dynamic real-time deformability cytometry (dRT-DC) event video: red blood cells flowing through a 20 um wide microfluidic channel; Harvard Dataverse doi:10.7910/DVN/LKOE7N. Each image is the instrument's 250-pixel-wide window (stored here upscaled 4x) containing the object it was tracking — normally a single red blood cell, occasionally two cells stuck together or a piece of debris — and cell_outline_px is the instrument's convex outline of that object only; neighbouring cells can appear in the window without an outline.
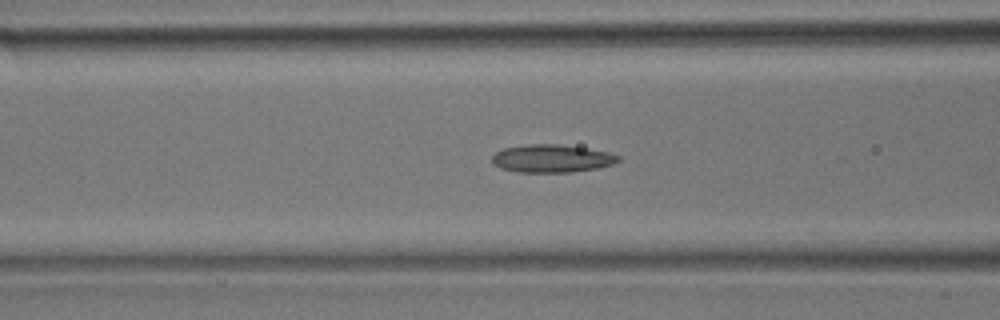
{"species": "common noctule bat (a hibernating species)", "species_latin": "Nyctalus noctula", "temperature_condition": "room temperature", "stored_images_in_passage": 23, "camera_frame_rate_fps": 3000, "um_per_image_px": 0.085, "animal": {"sex": "male", "body_mass_g": 17.9}, "frame": {"image": 1, "passage_image": 13, "time_ms": 4.0, "image_size_px": [1000, 320], "cell_outline_px": [[620, 160], [612, 164], [596, 168], [572, 172], [516, 172], [500, 168], [492, 164], [492, 156], [496, 152], [504, 148], [528, 144], [560, 144], [608, 152], [620, 156]], "centroid_in_image_um": [46.87, 13.47], "position_along_channel_um": 119.7, "area_um2": 20.46}}
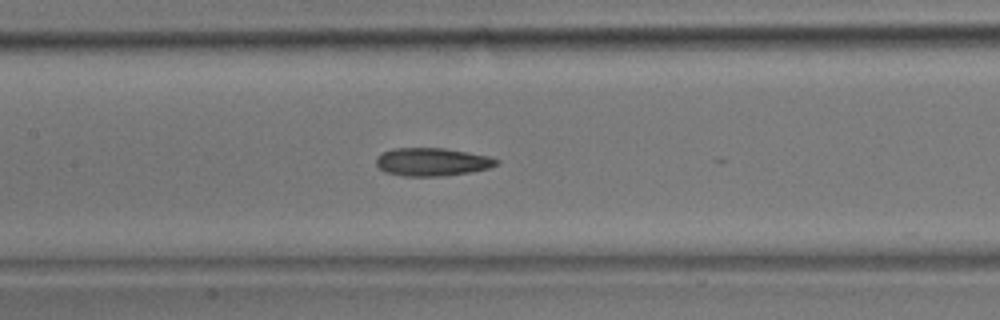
{"frame": {"image": 2, "passage_image": 16, "time_ms": 5.0, "image_size_px": [1000, 320], "cell_outline_px": [[500, 164], [488, 168], [468, 172], [444, 176], [404, 176], [384, 172], [376, 164], [376, 156], [392, 148], [444, 148], [488, 156], [500, 160]], "centroid_in_image_um": [36.72, 13.76], "position_along_channel_um": 170.7, "area_um2": 19.65}}
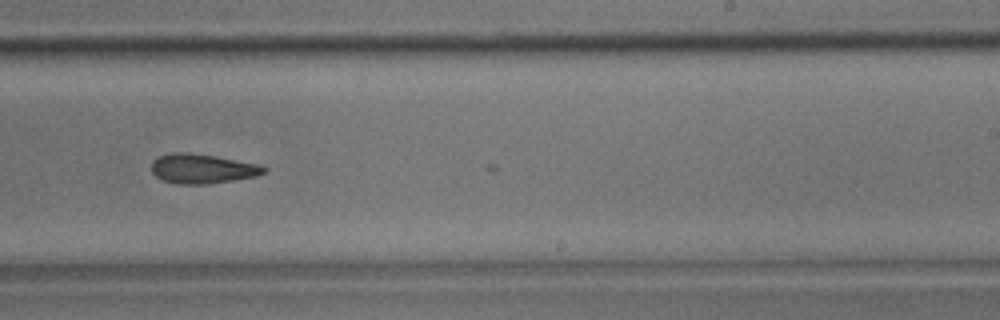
{"frame": {"image": 3, "passage_image": 22, "time_ms": 7.0, "image_size_px": [1000, 320], "cell_outline_px": [[268, 168], [264, 172], [256, 176], [208, 184], [176, 184], [164, 180], [156, 176], [152, 172], [152, 160], [156, 156], [172, 152], [184, 152], [216, 156], [260, 164]], "centroid_in_image_um": [17.18, 14.33], "position_along_channel_um": 271.8, "area_um2": 19.42}}